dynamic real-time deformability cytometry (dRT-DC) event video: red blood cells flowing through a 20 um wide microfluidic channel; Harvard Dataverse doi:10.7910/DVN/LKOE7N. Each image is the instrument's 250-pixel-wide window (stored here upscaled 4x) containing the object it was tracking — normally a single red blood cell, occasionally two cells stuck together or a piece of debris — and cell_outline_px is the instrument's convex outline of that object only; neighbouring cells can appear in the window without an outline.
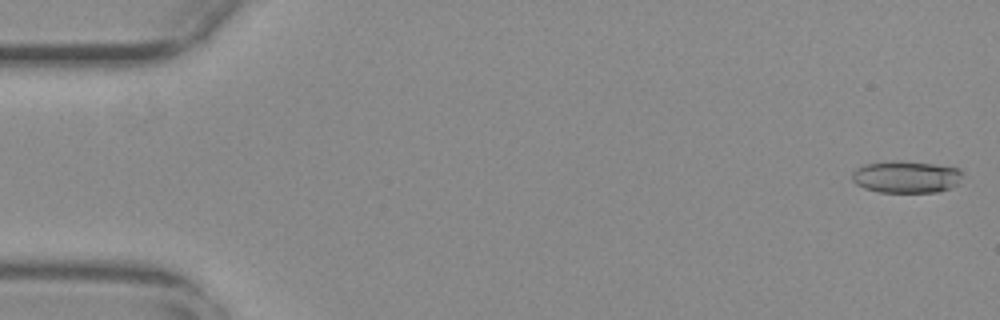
{"species": "common noctule bat (a hibernating species)", "species_latin": "Nyctalus noctula", "temperature_condition": "warm", "stored_images_in_passage": 56, "camera_frame_rate_fps": 3000, "um_per_image_px": 0.085, "animal": {"sex": "female", "body_mass_g": 29.2, "forearm_length_mm": 56.3}, "frame": {"image": 1, "passage_image": 2, "time_ms": 0.333, "image_size_px": [1000, 320], "cell_outline_px": [[960, 176], [956, 184], [948, 188], [936, 192], [880, 192], [864, 188], [856, 184], [852, 180], [852, 172], [856, 168], [864, 164], [892, 160], [900, 160], [936, 164], [960, 168]], "centroid_in_image_um": [76.96, 15.01], "position_along_channel_um": 8.0, "area_um2": 20.63}}
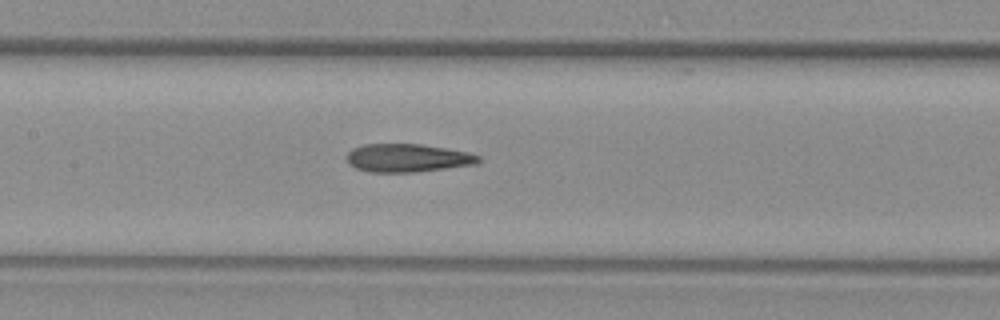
{"frame": {"image": 2, "passage_image": 27, "time_ms": 8.667, "image_size_px": [1000, 320], "cell_outline_px": [[480, 164], [416, 172], [368, 172], [356, 168], [348, 164], [344, 156], [352, 148], [364, 144], [420, 144], [468, 152], [480, 156]], "centroid_in_image_um": [34.62, 13.43], "position_along_channel_um": 172.8, "area_um2": 21.91}}
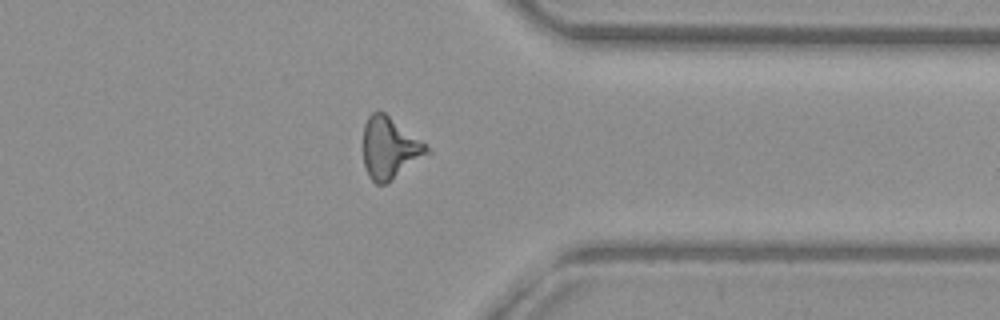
{"frame": {"image": 3, "passage_image": 44, "time_ms": 14.333, "image_size_px": [1000, 320], "cell_outline_px": [[432, 152], [384, 184], [376, 184], [368, 176], [364, 164], [364, 124], [368, 116], [372, 112], [384, 112], [424, 144]], "centroid_in_image_um": [33.09, 12.6], "position_along_channel_um": 378.3, "area_um2": 22.2}, "authors_computed_cell_mechanics": {"area_um2": 21.7617, "velocity_mm_per_s": 3.7623, "shape_relaxation_time_tau1_ms": null, "shape_relaxation_time_tau2_ms": 4.1855, "deformation_change_tau1": null, "deformation_change_tau2": 0.1849}}